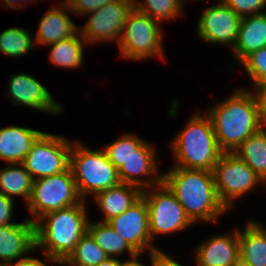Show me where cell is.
Wrapping results in <instances>:
<instances>
[{
  "mask_svg": "<svg viewBox=\"0 0 266 266\" xmlns=\"http://www.w3.org/2000/svg\"><path fill=\"white\" fill-rule=\"evenodd\" d=\"M107 258L106 253L86 232L66 259L67 266H97Z\"/></svg>",
  "mask_w": 266,
  "mask_h": 266,
  "instance_id": "83f0119b",
  "label": "cell"
},
{
  "mask_svg": "<svg viewBox=\"0 0 266 266\" xmlns=\"http://www.w3.org/2000/svg\"><path fill=\"white\" fill-rule=\"evenodd\" d=\"M162 175V181L175 194L193 224L214 222L228 212L216 192L212 171L172 167Z\"/></svg>",
  "mask_w": 266,
  "mask_h": 266,
  "instance_id": "7a4b0ae2",
  "label": "cell"
},
{
  "mask_svg": "<svg viewBox=\"0 0 266 266\" xmlns=\"http://www.w3.org/2000/svg\"><path fill=\"white\" fill-rule=\"evenodd\" d=\"M36 250L35 223L24 222L0 226V266L25 257Z\"/></svg>",
  "mask_w": 266,
  "mask_h": 266,
  "instance_id": "2e32d148",
  "label": "cell"
},
{
  "mask_svg": "<svg viewBox=\"0 0 266 266\" xmlns=\"http://www.w3.org/2000/svg\"><path fill=\"white\" fill-rule=\"evenodd\" d=\"M240 258L238 229L234 232L211 236L196 248L197 266H231Z\"/></svg>",
  "mask_w": 266,
  "mask_h": 266,
  "instance_id": "e0dca14e",
  "label": "cell"
},
{
  "mask_svg": "<svg viewBox=\"0 0 266 266\" xmlns=\"http://www.w3.org/2000/svg\"><path fill=\"white\" fill-rule=\"evenodd\" d=\"M142 196V190L135 185L120 183L94 196L99 209L104 213L102 222L121 215Z\"/></svg>",
  "mask_w": 266,
  "mask_h": 266,
  "instance_id": "44dd1931",
  "label": "cell"
},
{
  "mask_svg": "<svg viewBox=\"0 0 266 266\" xmlns=\"http://www.w3.org/2000/svg\"><path fill=\"white\" fill-rule=\"evenodd\" d=\"M260 102L261 119L263 125L266 126V82L254 88Z\"/></svg>",
  "mask_w": 266,
  "mask_h": 266,
  "instance_id": "d590c367",
  "label": "cell"
},
{
  "mask_svg": "<svg viewBox=\"0 0 266 266\" xmlns=\"http://www.w3.org/2000/svg\"><path fill=\"white\" fill-rule=\"evenodd\" d=\"M45 262L39 260V258L24 257L22 259L3 264L1 266H44Z\"/></svg>",
  "mask_w": 266,
  "mask_h": 266,
  "instance_id": "8d00e7d4",
  "label": "cell"
},
{
  "mask_svg": "<svg viewBox=\"0 0 266 266\" xmlns=\"http://www.w3.org/2000/svg\"><path fill=\"white\" fill-rule=\"evenodd\" d=\"M134 7L159 23L183 16L180 0H134Z\"/></svg>",
  "mask_w": 266,
  "mask_h": 266,
  "instance_id": "f1b7e54d",
  "label": "cell"
},
{
  "mask_svg": "<svg viewBox=\"0 0 266 266\" xmlns=\"http://www.w3.org/2000/svg\"><path fill=\"white\" fill-rule=\"evenodd\" d=\"M57 5L48 9L42 16L37 34L34 36L36 45L49 46L68 39L79 31V28L67 15L68 4L59 3Z\"/></svg>",
  "mask_w": 266,
  "mask_h": 266,
  "instance_id": "ac0fdd59",
  "label": "cell"
},
{
  "mask_svg": "<svg viewBox=\"0 0 266 266\" xmlns=\"http://www.w3.org/2000/svg\"><path fill=\"white\" fill-rule=\"evenodd\" d=\"M142 196L148 206L151 240L156 235L176 233L193 224L175 194L163 181L142 190Z\"/></svg>",
  "mask_w": 266,
  "mask_h": 266,
  "instance_id": "ba28073f",
  "label": "cell"
},
{
  "mask_svg": "<svg viewBox=\"0 0 266 266\" xmlns=\"http://www.w3.org/2000/svg\"><path fill=\"white\" fill-rule=\"evenodd\" d=\"M43 131L8 126L0 129V159L8 164H22L32 144Z\"/></svg>",
  "mask_w": 266,
  "mask_h": 266,
  "instance_id": "d6986e66",
  "label": "cell"
},
{
  "mask_svg": "<svg viewBox=\"0 0 266 266\" xmlns=\"http://www.w3.org/2000/svg\"><path fill=\"white\" fill-rule=\"evenodd\" d=\"M35 45V38L29 30L9 27L0 33V52L7 56H25Z\"/></svg>",
  "mask_w": 266,
  "mask_h": 266,
  "instance_id": "4316f807",
  "label": "cell"
},
{
  "mask_svg": "<svg viewBox=\"0 0 266 266\" xmlns=\"http://www.w3.org/2000/svg\"><path fill=\"white\" fill-rule=\"evenodd\" d=\"M242 17L222 0L207 7L197 24L198 37L204 42L233 47L236 44Z\"/></svg>",
  "mask_w": 266,
  "mask_h": 266,
  "instance_id": "7c38bea8",
  "label": "cell"
},
{
  "mask_svg": "<svg viewBox=\"0 0 266 266\" xmlns=\"http://www.w3.org/2000/svg\"><path fill=\"white\" fill-rule=\"evenodd\" d=\"M87 232L98 246L106 253L108 258H116L127 252L130 258L139 255L108 222H88Z\"/></svg>",
  "mask_w": 266,
  "mask_h": 266,
  "instance_id": "d4e9b609",
  "label": "cell"
},
{
  "mask_svg": "<svg viewBox=\"0 0 266 266\" xmlns=\"http://www.w3.org/2000/svg\"><path fill=\"white\" fill-rule=\"evenodd\" d=\"M145 140L131 133H124L120 138L106 145L105 151L109 161L119 169Z\"/></svg>",
  "mask_w": 266,
  "mask_h": 266,
  "instance_id": "f546056e",
  "label": "cell"
},
{
  "mask_svg": "<svg viewBox=\"0 0 266 266\" xmlns=\"http://www.w3.org/2000/svg\"><path fill=\"white\" fill-rule=\"evenodd\" d=\"M79 31L72 37L50 44L52 46L49 60L58 67L64 69H77L82 66L84 61V46L87 41ZM80 37V38H79ZM84 43V44H83Z\"/></svg>",
  "mask_w": 266,
  "mask_h": 266,
  "instance_id": "484cf974",
  "label": "cell"
},
{
  "mask_svg": "<svg viewBox=\"0 0 266 266\" xmlns=\"http://www.w3.org/2000/svg\"><path fill=\"white\" fill-rule=\"evenodd\" d=\"M119 260L117 257L116 258H107L106 260L102 261L100 264L97 266H119Z\"/></svg>",
  "mask_w": 266,
  "mask_h": 266,
  "instance_id": "ab89813d",
  "label": "cell"
},
{
  "mask_svg": "<svg viewBox=\"0 0 266 266\" xmlns=\"http://www.w3.org/2000/svg\"><path fill=\"white\" fill-rule=\"evenodd\" d=\"M240 17L265 13L266 0H222Z\"/></svg>",
  "mask_w": 266,
  "mask_h": 266,
  "instance_id": "1f68e13d",
  "label": "cell"
},
{
  "mask_svg": "<svg viewBox=\"0 0 266 266\" xmlns=\"http://www.w3.org/2000/svg\"><path fill=\"white\" fill-rule=\"evenodd\" d=\"M139 256H141V254L131 258V260H126L123 261L122 260L119 262V266H145L144 264H142L141 262H139Z\"/></svg>",
  "mask_w": 266,
  "mask_h": 266,
  "instance_id": "f35d334b",
  "label": "cell"
},
{
  "mask_svg": "<svg viewBox=\"0 0 266 266\" xmlns=\"http://www.w3.org/2000/svg\"><path fill=\"white\" fill-rule=\"evenodd\" d=\"M46 260L52 262L53 264L55 263L58 266L67 265V259L66 258H47ZM44 266H47V264L45 263Z\"/></svg>",
  "mask_w": 266,
  "mask_h": 266,
  "instance_id": "60d3db41",
  "label": "cell"
},
{
  "mask_svg": "<svg viewBox=\"0 0 266 266\" xmlns=\"http://www.w3.org/2000/svg\"><path fill=\"white\" fill-rule=\"evenodd\" d=\"M1 1L4 2L3 6L6 5L5 7H7L8 9L10 8V10H17V9L19 10L20 7L24 8L22 6H26L25 4L29 3V1L34 2L36 0H0V2ZM24 2H25V4H24Z\"/></svg>",
  "mask_w": 266,
  "mask_h": 266,
  "instance_id": "74e56055",
  "label": "cell"
},
{
  "mask_svg": "<svg viewBox=\"0 0 266 266\" xmlns=\"http://www.w3.org/2000/svg\"><path fill=\"white\" fill-rule=\"evenodd\" d=\"M72 144L64 136L43 132L32 144L22 165L34 180L60 174L70 166Z\"/></svg>",
  "mask_w": 266,
  "mask_h": 266,
  "instance_id": "30bf717a",
  "label": "cell"
},
{
  "mask_svg": "<svg viewBox=\"0 0 266 266\" xmlns=\"http://www.w3.org/2000/svg\"><path fill=\"white\" fill-rule=\"evenodd\" d=\"M107 222L138 254L142 255L144 250L151 253L159 249L151 240L149 211L143 196L121 215Z\"/></svg>",
  "mask_w": 266,
  "mask_h": 266,
  "instance_id": "4fadbf2b",
  "label": "cell"
},
{
  "mask_svg": "<svg viewBox=\"0 0 266 266\" xmlns=\"http://www.w3.org/2000/svg\"><path fill=\"white\" fill-rule=\"evenodd\" d=\"M174 167L212 171L223 154L210 117L195 112L177 137L170 143Z\"/></svg>",
  "mask_w": 266,
  "mask_h": 266,
  "instance_id": "277c9868",
  "label": "cell"
},
{
  "mask_svg": "<svg viewBox=\"0 0 266 266\" xmlns=\"http://www.w3.org/2000/svg\"><path fill=\"white\" fill-rule=\"evenodd\" d=\"M133 8L134 0L108 3L86 14L90 18L84 26H79L81 28H79V33L87 41V45L105 41L110 43L116 41L119 44L124 24Z\"/></svg>",
  "mask_w": 266,
  "mask_h": 266,
  "instance_id": "8fae6325",
  "label": "cell"
},
{
  "mask_svg": "<svg viewBox=\"0 0 266 266\" xmlns=\"http://www.w3.org/2000/svg\"><path fill=\"white\" fill-rule=\"evenodd\" d=\"M8 98L15 105H24L53 115L63 113V106L56 103L51 93L38 80L28 74L12 75L8 83Z\"/></svg>",
  "mask_w": 266,
  "mask_h": 266,
  "instance_id": "5bb4252c",
  "label": "cell"
},
{
  "mask_svg": "<svg viewBox=\"0 0 266 266\" xmlns=\"http://www.w3.org/2000/svg\"><path fill=\"white\" fill-rule=\"evenodd\" d=\"M181 1V3H182V5L184 4V2L186 1V0H180ZM188 1V0H187ZM195 1H197V0H195ZM200 1V0H199Z\"/></svg>",
  "mask_w": 266,
  "mask_h": 266,
  "instance_id": "ee69618b",
  "label": "cell"
},
{
  "mask_svg": "<svg viewBox=\"0 0 266 266\" xmlns=\"http://www.w3.org/2000/svg\"><path fill=\"white\" fill-rule=\"evenodd\" d=\"M82 201L77 191L71 168L66 171L35 179L32 193L27 202L31 222H37L47 213L60 211L63 208L79 204Z\"/></svg>",
  "mask_w": 266,
  "mask_h": 266,
  "instance_id": "52a82bcc",
  "label": "cell"
},
{
  "mask_svg": "<svg viewBox=\"0 0 266 266\" xmlns=\"http://www.w3.org/2000/svg\"><path fill=\"white\" fill-rule=\"evenodd\" d=\"M243 231L238 230L240 257L251 266H266V228L247 219Z\"/></svg>",
  "mask_w": 266,
  "mask_h": 266,
  "instance_id": "7402d4cb",
  "label": "cell"
},
{
  "mask_svg": "<svg viewBox=\"0 0 266 266\" xmlns=\"http://www.w3.org/2000/svg\"><path fill=\"white\" fill-rule=\"evenodd\" d=\"M233 153L266 184V126L249 136Z\"/></svg>",
  "mask_w": 266,
  "mask_h": 266,
  "instance_id": "603a6c76",
  "label": "cell"
},
{
  "mask_svg": "<svg viewBox=\"0 0 266 266\" xmlns=\"http://www.w3.org/2000/svg\"><path fill=\"white\" fill-rule=\"evenodd\" d=\"M231 266H251L249 263L244 261L241 257L238 258Z\"/></svg>",
  "mask_w": 266,
  "mask_h": 266,
  "instance_id": "b9f144b4",
  "label": "cell"
},
{
  "mask_svg": "<svg viewBox=\"0 0 266 266\" xmlns=\"http://www.w3.org/2000/svg\"><path fill=\"white\" fill-rule=\"evenodd\" d=\"M266 47V12L242 17L237 41L232 49L237 63Z\"/></svg>",
  "mask_w": 266,
  "mask_h": 266,
  "instance_id": "ffe728a7",
  "label": "cell"
},
{
  "mask_svg": "<svg viewBox=\"0 0 266 266\" xmlns=\"http://www.w3.org/2000/svg\"><path fill=\"white\" fill-rule=\"evenodd\" d=\"M119 0H71L68 3V11L74 12L75 15L84 16L90 12L97 10L108 3Z\"/></svg>",
  "mask_w": 266,
  "mask_h": 266,
  "instance_id": "d6a6232c",
  "label": "cell"
},
{
  "mask_svg": "<svg viewBox=\"0 0 266 266\" xmlns=\"http://www.w3.org/2000/svg\"><path fill=\"white\" fill-rule=\"evenodd\" d=\"M207 112L223 153H233L249 136L264 127L256 91L234 90Z\"/></svg>",
  "mask_w": 266,
  "mask_h": 266,
  "instance_id": "6da1fadb",
  "label": "cell"
},
{
  "mask_svg": "<svg viewBox=\"0 0 266 266\" xmlns=\"http://www.w3.org/2000/svg\"><path fill=\"white\" fill-rule=\"evenodd\" d=\"M14 200L0 193V226L12 224Z\"/></svg>",
  "mask_w": 266,
  "mask_h": 266,
  "instance_id": "836d02e7",
  "label": "cell"
},
{
  "mask_svg": "<svg viewBox=\"0 0 266 266\" xmlns=\"http://www.w3.org/2000/svg\"><path fill=\"white\" fill-rule=\"evenodd\" d=\"M82 200L121 183L118 169L103 149L91 150L79 141L70 150V166Z\"/></svg>",
  "mask_w": 266,
  "mask_h": 266,
  "instance_id": "5b68a950",
  "label": "cell"
},
{
  "mask_svg": "<svg viewBox=\"0 0 266 266\" xmlns=\"http://www.w3.org/2000/svg\"><path fill=\"white\" fill-rule=\"evenodd\" d=\"M86 210L85 200H82L39 218L35 222L36 250L43 247L46 259L67 258L87 232Z\"/></svg>",
  "mask_w": 266,
  "mask_h": 266,
  "instance_id": "3957f363",
  "label": "cell"
},
{
  "mask_svg": "<svg viewBox=\"0 0 266 266\" xmlns=\"http://www.w3.org/2000/svg\"><path fill=\"white\" fill-rule=\"evenodd\" d=\"M33 183V177L22 164H8V167L0 168V193L11 199L21 196L27 204Z\"/></svg>",
  "mask_w": 266,
  "mask_h": 266,
  "instance_id": "cb8c5ba5",
  "label": "cell"
},
{
  "mask_svg": "<svg viewBox=\"0 0 266 266\" xmlns=\"http://www.w3.org/2000/svg\"><path fill=\"white\" fill-rule=\"evenodd\" d=\"M71 0H66V1H62L61 3H66V4H68L69 2H70Z\"/></svg>",
  "mask_w": 266,
  "mask_h": 266,
  "instance_id": "7bdbcfd3",
  "label": "cell"
},
{
  "mask_svg": "<svg viewBox=\"0 0 266 266\" xmlns=\"http://www.w3.org/2000/svg\"><path fill=\"white\" fill-rule=\"evenodd\" d=\"M212 172L218 197L229 211L233 208L235 200L242 198L253 190V187L265 185L260 177L234 153H223Z\"/></svg>",
  "mask_w": 266,
  "mask_h": 266,
  "instance_id": "9c48e42d",
  "label": "cell"
},
{
  "mask_svg": "<svg viewBox=\"0 0 266 266\" xmlns=\"http://www.w3.org/2000/svg\"><path fill=\"white\" fill-rule=\"evenodd\" d=\"M148 255L150 258L151 266H182L171 256H168L159 249L152 251Z\"/></svg>",
  "mask_w": 266,
  "mask_h": 266,
  "instance_id": "e575fe53",
  "label": "cell"
},
{
  "mask_svg": "<svg viewBox=\"0 0 266 266\" xmlns=\"http://www.w3.org/2000/svg\"><path fill=\"white\" fill-rule=\"evenodd\" d=\"M154 147L145 141L134 151L128 160L118 169L121 183L135 185L144 190L162 182L163 175L160 173L159 175L156 174L159 170L157 168L158 163L156 162V150ZM144 177H147V179Z\"/></svg>",
  "mask_w": 266,
  "mask_h": 266,
  "instance_id": "9a60e30c",
  "label": "cell"
},
{
  "mask_svg": "<svg viewBox=\"0 0 266 266\" xmlns=\"http://www.w3.org/2000/svg\"><path fill=\"white\" fill-rule=\"evenodd\" d=\"M161 24L135 7L129 13L119 41L121 57L143 60L148 57L164 59Z\"/></svg>",
  "mask_w": 266,
  "mask_h": 266,
  "instance_id": "8992f818",
  "label": "cell"
},
{
  "mask_svg": "<svg viewBox=\"0 0 266 266\" xmlns=\"http://www.w3.org/2000/svg\"><path fill=\"white\" fill-rule=\"evenodd\" d=\"M240 64L255 88L266 82V47L251 53Z\"/></svg>",
  "mask_w": 266,
  "mask_h": 266,
  "instance_id": "4dcf8cb0",
  "label": "cell"
}]
</instances>
